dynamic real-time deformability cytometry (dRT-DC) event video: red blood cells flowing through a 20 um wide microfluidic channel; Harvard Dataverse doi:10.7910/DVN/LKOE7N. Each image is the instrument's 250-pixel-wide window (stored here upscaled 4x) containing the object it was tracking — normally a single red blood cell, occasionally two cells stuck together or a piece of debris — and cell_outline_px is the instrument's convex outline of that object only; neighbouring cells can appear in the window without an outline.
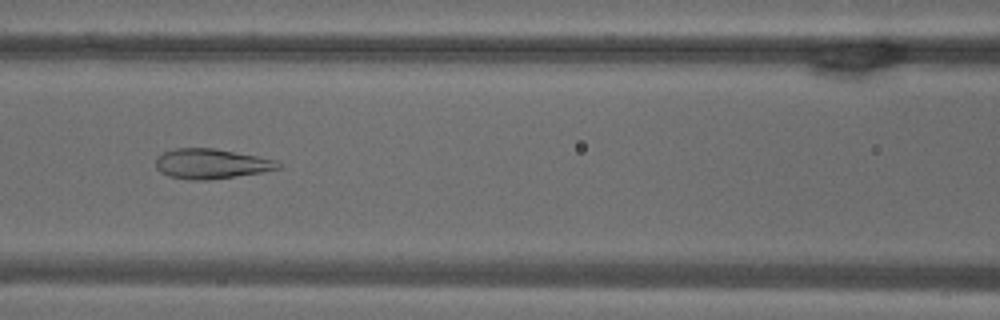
{"species": "common noctule bat (a hibernating species)", "species_latin": "Nyctalus noctula", "temperature_condition": "warm", "stored_images_in_passage": 55, "camera_frame_rate_fps": 3000, "um_per_image_px": 0.085, "animal": {"sex": "male", "body_mass_g": 18.8}, "frame": {"image": 1, "passage_image": 24, "time_ms": 7.667, "image_size_px": [1000, 320], "cell_outline_px": [[280, 168], [260, 172], [236, 176], [204, 180], [188, 180], [168, 176], [160, 172], [156, 168], [156, 156], [164, 152], [176, 148], [212, 148], [256, 156], [276, 160], [280, 164]], "centroid_in_image_um": [17.89, 13.92], "position_along_channel_um": 148.7, "area_um2": 21.15}}
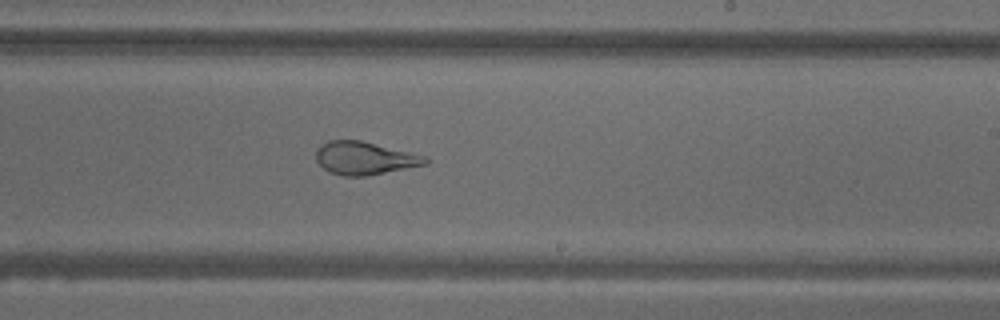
{"frame": {"image": 2, "passage_image": 33, "time_ms": 10.667, "image_size_px": [1000, 320], "cell_outline_px": [[428, 164], [364, 176], [344, 176], [328, 172], [316, 160], [316, 148], [320, 144], [328, 140], [360, 140], [428, 156]], "centroid_in_image_um": [30.98, 13.43], "position_along_channel_um": 258.0, "area_um2": 21.04}}
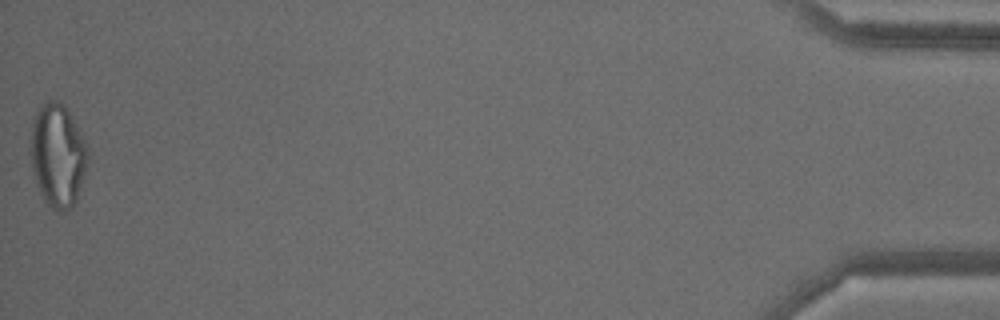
{"frame": {"image": 3, "passage_image": 55, "time_ms": 18.0, "image_size_px": [1000, 320], "cell_outline_px": [[88, 156], [84, 172], [76, 200], [72, 208], [64, 212], [60, 212], [52, 208], [44, 200], [36, 184], [28, 152], [32, 120], [36, 108], [48, 100], [60, 100], [68, 108], [88, 148]], "centroid_in_image_um": [4.85, 13.16], "position_along_channel_um": 430.3, "area_um2": 34.97}, "authors_computed_cell_mechanics": {"area_um2": 27.3394, "velocity_mm_per_s": 3.6515, "shape_relaxation_time_tau1_ms": null, "shape_relaxation_time_tau2_ms": 1.0311, "deformation_change_tau1": null, "deformation_change_tau2": 0.0927}}